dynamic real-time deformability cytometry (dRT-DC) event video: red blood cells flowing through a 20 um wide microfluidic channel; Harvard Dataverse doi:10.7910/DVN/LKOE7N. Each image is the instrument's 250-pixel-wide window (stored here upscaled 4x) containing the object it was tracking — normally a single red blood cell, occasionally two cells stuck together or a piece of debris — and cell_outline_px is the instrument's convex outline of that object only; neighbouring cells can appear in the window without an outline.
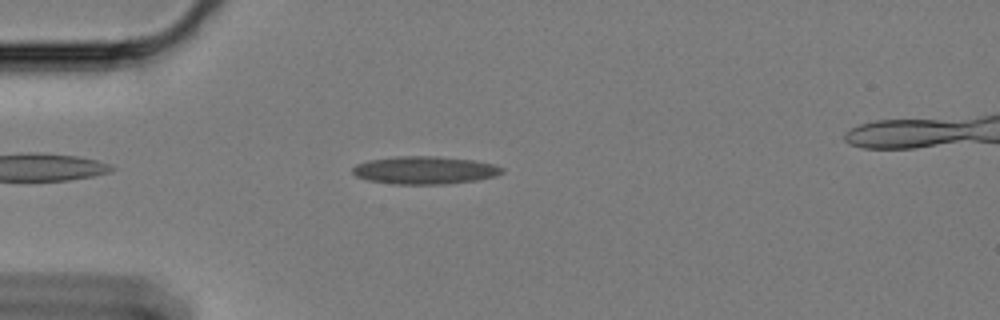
{"species": "Egyptian fruit bat (a non-hibernating species)", "species_latin": "Rousettus aegyptiacus", "temperature_condition": "cold", "stored_images_in_passage": 50, "camera_frame_rate_fps": 3000, "um_per_image_px": 0.085, "animal": {"sex": "female"}, "frame": {"image": 1, "passage_image": 6, "time_ms": 1.667, "image_size_px": [1000, 320], "cell_outline_px": [[504, 172], [496, 176], [476, 180], [444, 184], [396, 184], [368, 180], [356, 176], [352, 172], [352, 168], [356, 164], [368, 160], [400, 156], [432, 156], [472, 160], [492, 164], [504, 168]], "centroid_in_image_um": [36.09, 14.47], "position_along_channel_um": 48.9, "area_um2": 24.04}}
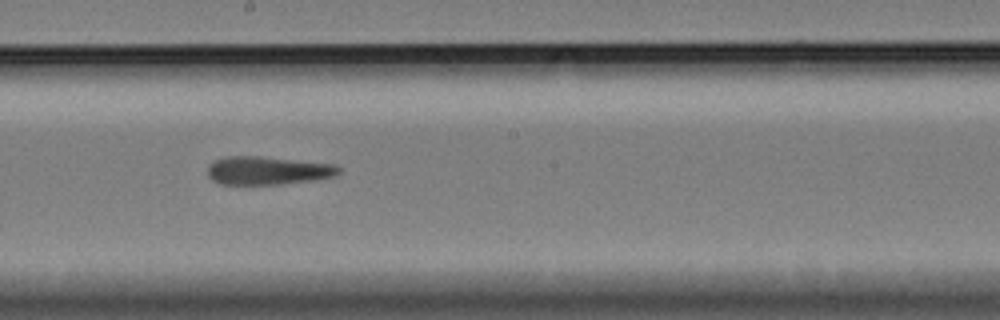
{"frame": {"image": 2, "passage_image": 23, "time_ms": 7.333, "image_size_px": [1000, 320], "cell_outline_px": [[340, 172], [336, 176], [312, 180], [280, 184], [220, 184], [212, 180], [208, 176], [208, 168], [216, 160], [228, 156], [260, 156], [332, 164], [340, 168]], "centroid_in_image_um": [22.75, 14.5], "position_along_channel_um": 225.4, "area_um2": 21.33}}
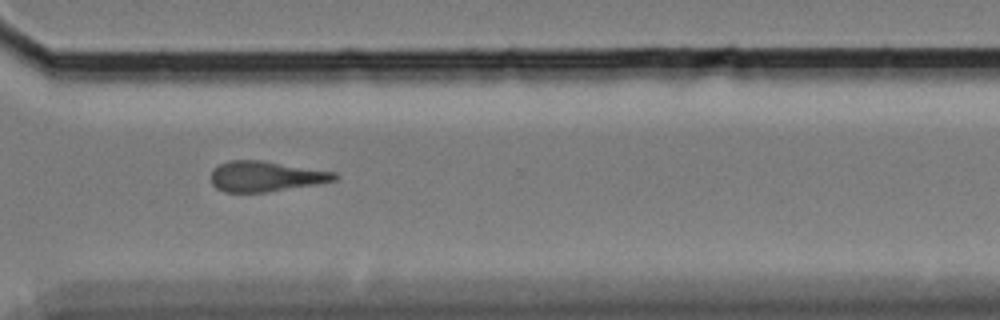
{"frame": {"image": 3, "passage_image": 34, "time_ms": 11.0, "image_size_px": [1000, 320], "cell_outline_px": [[340, 176], [336, 180], [316, 184], [264, 192], [224, 192], [216, 188], [212, 184], [212, 172], [220, 164], [232, 160], [260, 160], [336, 172]], "centroid_in_image_um": [22.61, 14.99], "position_along_channel_um": 348.0, "area_um2": 21.62}}